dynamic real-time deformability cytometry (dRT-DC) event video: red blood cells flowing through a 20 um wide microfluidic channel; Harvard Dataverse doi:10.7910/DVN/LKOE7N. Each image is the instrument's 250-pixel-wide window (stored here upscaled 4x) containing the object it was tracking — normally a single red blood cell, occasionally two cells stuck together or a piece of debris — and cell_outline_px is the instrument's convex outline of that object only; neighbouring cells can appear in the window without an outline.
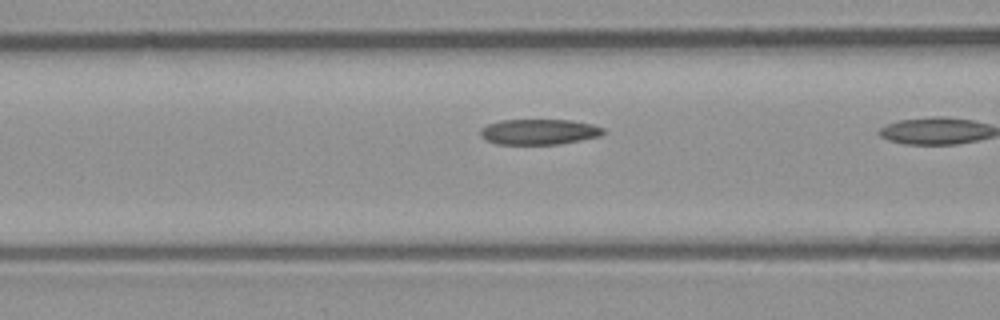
{"species": "common noctule bat (a hibernating species)", "species_latin": "Nyctalus noctula", "temperature_condition": "room temperature", "stored_images_in_passage": 19, "camera_frame_rate_fps": 3000, "um_per_image_px": 0.085, "animal": {"sex": "male", "body_mass_g": 23.1, "forearm_length_mm": 52.7}, "frame": {"image": 1, "passage_image": 18, "time_ms": 5.667, "image_size_px": [1000, 320], "cell_outline_px": [[604, 132], [600, 136], [580, 140], [556, 144], [496, 144], [484, 140], [480, 136], [480, 128], [488, 124], [500, 120], [572, 120], [592, 124], [604, 128]], "centroid_in_image_um": [45.77, 11.2], "position_along_channel_um": 120.8, "area_um2": 18.32}}